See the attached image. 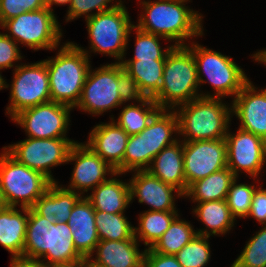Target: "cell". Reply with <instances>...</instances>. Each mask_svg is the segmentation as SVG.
<instances>
[{
    "mask_svg": "<svg viewBox=\"0 0 266 267\" xmlns=\"http://www.w3.org/2000/svg\"><path fill=\"white\" fill-rule=\"evenodd\" d=\"M190 0L141 1L142 12L135 25L140 30L155 34L170 41L175 46H186L188 38L202 36V14L190 9ZM185 3V4H184ZM185 41V42H184Z\"/></svg>",
    "mask_w": 266,
    "mask_h": 267,
    "instance_id": "obj_1",
    "label": "cell"
},
{
    "mask_svg": "<svg viewBox=\"0 0 266 267\" xmlns=\"http://www.w3.org/2000/svg\"><path fill=\"white\" fill-rule=\"evenodd\" d=\"M23 256L41 259L47 264L84 259L76 250L67 222H49L29 208Z\"/></svg>",
    "mask_w": 266,
    "mask_h": 267,
    "instance_id": "obj_2",
    "label": "cell"
},
{
    "mask_svg": "<svg viewBox=\"0 0 266 267\" xmlns=\"http://www.w3.org/2000/svg\"><path fill=\"white\" fill-rule=\"evenodd\" d=\"M90 55L77 43L66 42L53 58L44 59L49 74L51 101L76 107L91 67Z\"/></svg>",
    "mask_w": 266,
    "mask_h": 267,
    "instance_id": "obj_3",
    "label": "cell"
},
{
    "mask_svg": "<svg viewBox=\"0 0 266 267\" xmlns=\"http://www.w3.org/2000/svg\"><path fill=\"white\" fill-rule=\"evenodd\" d=\"M179 137L183 142L225 139L232 117V105L221 98L199 97L175 109Z\"/></svg>",
    "mask_w": 266,
    "mask_h": 267,
    "instance_id": "obj_4",
    "label": "cell"
},
{
    "mask_svg": "<svg viewBox=\"0 0 266 267\" xmlns=\"http://www.w3.org/2000/svg\"><path fill=\"white\" fill-rule=\"evenodd\" d=\"M199 79L192 52L186 46H175L167 55L159 92L152 98L160 109L175 110L196 98Z\"/></svg>",
    "mask_w": 266,
    "mask_h": 267,
    "instance_id": "obj_5",
    "label": "cell"
},
{
    "mask_svg": "<svg viewBox=\"0 0 266 267\" xmlns=\"http://www.w3.org/2000/svg\"><path fill=\"white\" fill-rule=\"evenodd\" d=\"M191 44L190 46L189 44L186 45V47L194 56L199 86L207 81L215 89L212 95L204 93L202 97L224 98L225 96H232L234 98L250 81L242 70L243 68L238 66L230 56L203 47L196 42ZM203 76H207L208 79H204Z\"/></svg>",
    "mask_w": 266,
    "mask_h": 267,
    "instance_id": "obj_6",
    "label": "cell"
},
{
    "mask_svg": "<svg viewBox=\"0 0 266 267\" xmlns=\"http://www.w3.org/2000/svg\"><path fill=\"white\" fill-rule=\"evenodd\" d=\"M123 3L121 1L115 8L85 20L91 45L89 49L93 53L114 57L118 60L116 63L124 59L134 25Z\"/></svg>",
    "mask_w": 266,
    "mask_h": 267,
    "instance_id": "obj_7",
    "label": "cell"
},
{
    "mask_svg": "<svg viewBox=\"0 0 266 267\" xmlns=\"http://www.w3.org/2000/svg\"><path fill=\"white\" fill-rule=\"evenodd\" d=\"M51 183L40 172L19 163L5 149L0 154V190L8 206L31 208Z\"/></svg>",
    "mask_w": 266,
    "mask_h": 267,
    "instance_id": "obj_8",
    "label": "cell"
},
{
    "mask_svg": "<svg viewBox=\"0 0 266 267\" xmlns=\"http://www.w3.org/2000/svg\"><path fill=\"white\" fill-rule=\"evenodd\" d=\"M60 26L54 11L44 7L6 20L0 27L8 30L6 35L17 44L36 51L58 48L63 34Z\"/></svg>",
    "mask_w": 266,
    "mask_h": 267,
    "instance_id": "obj_9",
    "label": "cell"
},
{
    "mask_svg": "<svg viewBox=\"0 0 266 267\" xmlns=\"http://www.w3.org/2000/svg\"><path fill=\"white\" fill-rule=\"evenodd\" d=\"M10 84V104L6 114L12 119L19 112L51 101L49 74L45 60L17 64Z\"/></svg>",
    "mask_w": 266,
    "mask_h": 267,
    "instance_id": "obj_10",
    "label": "cell"
},
{
    "mask_svg": "<svg viewBox=\"0 0 266 267\" xmlns=\"http://www.w3.org/2000/svg\"><path fill=\"white\" fill-rule=\"evenodd\" d=\"M77 141L69 138L38 139L30 138L7 146L5 149L19 163L38 171L51 182L55 181L51 168L67 164L71 147Z\"/></svg>",
    "mask_w": 266,
    "mask_h": 267,
    "instance_id": "obj_11",
    "label": "cell"
},
{
    "mask_svg": "<svg viewBox=\"0 0 266 267\" xmlns=\"http://www.w3.org/2000/svg\"><path fill=\"white\" fill-rule=\"evenodd\" d=\"M117 86L118 63L105 64L93 71L90 67L76 107L96 116L118 108L123 103Z\"/></svg>",
    "mask_w": 266,
    "mask_h": 267,
    "instance_id": "obj_12",
    "label": "cell"
},
{
    "mask_svg": "<svg viewBox=\"0 0 266 267\" xmlns=\"http://www.w3.org/2000/svg\"><path fill=\"white\" fill-rule=\"evenodd\" d=\"M72 109L67 105L49 101L19 112L12 121L23 127L30 138H68L66 133Z\"/></svg>",
    "mask_w": 266,
    "mask_h": 267,
    "instance_id": "obj_13",
    "label": "cell"
},
{
    "mask_svg": "<svg viewBox=\"0 0 266 267\" xmlns=\"http://www.w3.org/2000/svg\"><path fill=\"white\" fill-rule=\"evenodd\" d=\"M186 192L195 181L227 167L225 139L183 142Z\"/></svg>",
    "mask_w": 266,
    "mask_h": 267,
    "instance_id": "obj_14",
    "label": "cell"
},
{
    "mask_svg": "<svg viewBox=\"0 0 266 267\" xmlns=\"http://www.w3.org/2000/svg\"><path fill=\"white\" fill-rule=\"evenodd\" d=\"M227 167L238 178L242 170L256 179L266 164V141L239 128L236 134L227 131Z\"/></svg>",
    "mask_w": 266,
    "mask_h": 267,
    "instance_id": "obj_15",
    "label": "cell"
},
{
    "mask_svg": "<svg viewBox=\"0 0 266 267\" xmlns=\"http://www.w3.org/2000/svg\"><path fill=\"white\" fill-rule=\"evenodd\" d=\"M72 161H75V167L69 187L67 186L66 189L82 194V196L84 192L93 190L106 181V175L110 174L113 177L115 173L113 167L84 143L75 142L71 147L67 163Z\"/></svg>",
    "mask_w": 266,
    "mask_h": 267,
    "instance_id": "obj_16",
    "label": "cell"
},
{
    "mask_svg": "<svg viewBox=\"0 0 266 267\" xmlns=\"http://www.w3.org/2000/svg\"><path fill=\"white\" fill-rule=\"evenodd\" d=\"M249 81L233 98L232 116L240 121L241 129L266 141V88L259 89Z\"/></svg>",
    "mask_w": 266,
    "mask_h": 267,
    "instance_id": "obj_17",
    "label": "cell"
},
{
    "mask_svg": "<svg viewBox=\"0 0 266 267\" xmlns=\"http://www.w3.org/2000/svg\"><path fill=\"white\" fill-rule=\"evenodd\" d=\"M131 203L138 197L139 203H145L151 211H178L175 207V197H183L180 190L164 183L159 178L151 175L147 170L134 171L129 179ZM176 192V196L173 194Z\"/></svg>",
    "mask_w": 266,
    "mask_h": 267,
    "instance_id": "obj_18",
    "label": "cell"
},
{
    "mask_svg": "<svg viewBox=\"0 0 266 267\" xmlns=\"http://www.w3.org/2000/svg\"><path fill=\"white\" fill-rule=\"evenodd\" d=\"M173 133H179L175 110L160 109L148 126L138 134L143 139L144 170L149 168L152 160L162 149L178 141L172 137Z\"/></svg>",
    "mask_w": 266,
    "mask_h": 267,
    "instance_id": "obj_19",
    "label": "cell"
},
{
    "mask_svg": "<svg viewBox=\"0 0 266 267\" xmlns=\"http://www.w3.org/2000/svg\"><path fill=\"white\" fill-rule=\"evenodd\" d=\"M111 117V122L97 124L89 133L86 145L116 169L122 162L129 135Z\"/></svg>",
    "mask_w": 266,
    "mask_h": 267,
    "instance_id": "obj_20",
    "label": "cell"
},
{
    "mask_svg": "<svg viewBox=\"0 0 266 267\" xmlns=\"http://www.w3.org/2000/svg\"><path fill=\"white\" fill-rule=\"evenodd\" d=\"M135 237L127 240H100L96 245L95 259L88 258L90 267H143L144 251L139 250Z\"/></svg>",
    "mask_w": 266,
    "mask_h": 267,
    "instance_id": "obj_21",
    "label": "cell"
},
{
    "mask_svg": "<svg viewBox=\"0 0 266 267\" xmlns=\"http://www.w3.org/2000/svg\"><path fill=\"white\" fill-rule=\"evenodd\" d=\"M72 232L76 250L84 257L93 256L100 241L95 225V210L92 204L82 197L74 206L67 221Z\"/></svg>",
    "mask_w": 266,
    "mask_h": 267,
    "instance_id": "obj_22",
    "label": "cell"
},
{
    "mask_svg": "<svg viewBox=\"0 0 266 267\" xmlns=\"http://www.w3.org/2000/svg\"><path fill=\"white\" fill-rule=\"evenodd\" d=\"M52 182L46 192L31 207L49 222H67L72 209L84 196Z\"/></svg>",
    "mask_w": 266,
    "mask_h": 267,
    "instance_id": "obj_23",
    "label": "cell"
},
{
    "mask_svg": "<svg viewBox=\"0 0 266 267\" xmlns=\"http://www.w3.org/2000/svg\"><path fill=\"white\" fill-rule=\"evenodd\" d=\"M147 171L164 183L170 184L186 193V179L184 173L183 141L162 149L152 160Z\"/></svg>",
    "mask_w": 266,
    "mask_h": 267,
    "instance_id": "obj_24",
    "label": "cell"
},
{
    "mask_svg": "<svg viewBox=\"0 0 266 267\" xmlns=\"http://www.w3.org/2000/svg\"><path fill=\"white\" fill-rule=\"evenodd\" d=\"M118 175L122 173L115 172L112 175L114 178L107 179L95 187L89 196H85L95 211L118 214L128 208L131 203L130 186L128 182L117 179Z\"/></svg>",
    "mask_w": 266,
    "mask_h": 267,
    "instance_id": "obj_25",
    "label": "cell"
},
{
    "mask_svg": "<svg viewBox=\"0 0 266 267\" xmlns=\"http://www.w3.org/2000/svg\"><path fill=\"white\" fill-rule=\"evenodd\" d=\"M21 210L7 206L0 211V244L12 257L23 256L29 208Z\"/></svg>",
    "mask_w": 266,
    "mask_h": 267,
    "instance_id": "obj_26",
    "label": "cell"
},
{
    "mask_svg": "<svg viewBox=\"0 0 266 267\" xmlns=\"http://www.w3.org/2000/svg\"><path fill=\"white\" fill-rule=\"evenodd\" d=\"M192 212L206 226V228L196 230L197 234L207 237L224 235L232 229L236 220L232 216L226 200L197 202V206Z\"/></svg>",
    "mask_w": 266,
    "mask_h": 267,
    "instance_id": "obj_27",
    "label": "cell"
},
{
    "mask_svg": "<svg viewBox=\"0 0 266 267\" xmlns=\"http://www.w3.org/2000/svg\"><path fill=\"white\" fill-rule=\"evenodd\" d=\"M165 60H125L123 69L136 81L144 97L153 98L160 90Z\"/></svg>",
    "mask_w": 266,
    "mask_h": 267,
    "instance_id": "obj_28",
    "label": "cell"
},
{
    "mask_svg": "<svg viewBox=\"0 0 266 267\" xmlns=\"http://www.w3.org/2000/svg\"><path fill=\"white\" fill-rule=\"evenodd\" d=\"M236 176L226 167L218 172L193 182L184 194L192 202H209L212 200H225L231 183Z\"/></svg>",
    "mask_w": 266,
    "mask_h": 267,
    "instance_id": "obj_29",
    "label": "cell"
},
{
    "mask_svg": "<svg viewBox=\"0 0 266 267\" xmlns=\"http://www.w3.org/2000/svg\"><path fill=\"white\" fill-rule=\"evenodd\" d=\"M178 211H144L139 215V225L134 227V237L147 249L152 248L179 215Z\"/></svg>",
    "mask_w": 266,
    "mask_h": 267,
    "instance_id": "obj_30",
    "label": "cell"
},
{
    "mask_svg": "<svg viewBox=\"0 0 266 267\" xmlns=\"http://www.w3.org/2000/svg\"><path fill=\"white\" fill-rule=\"evenodd\" d=\"M139 104H128L123 107L117 123L129 136L141 133L160 110L158 104L149 97L142 99Z\"/></svg>",
    "mask_w": 266,
    "mask_h": 267,
    "instance_id": "obj_31",
    "label": "cell"
},
{
    "mask_svg": "<svg viewBox=\"0 0 266 267\" xmlns=\"http://www.w3.org/2000/svg\"><path fill=\"white\" fill-rule=\"evenodd\" d=\"M179 215L172 221L162 237L151 248L163 255H176L197 234L190 222L179 219Z\"/></svg>",
    "mask_w": 266,
    "mask_h": 267,
    "instance_id": "obj_32",
    "label": "cell"
},
{
    "mask_svg": "<svg viewBox=\"0 0 266 267\" xmlns=\"http://www.w3.org/2000/svg\"><path fill=\"white\" fill-rule=\"evenodd\" d=\"M95 225L99 240H127L134 237V226L124 213L95 211Z\"/></svg>",
    "mask_w": 266,
    "mask_h": 267,
    "instance_id": "obj_33",
    "label": "cell"
},
{
    "mask_svg": "<svg viewBox=\"0 0 266 267\" xmlns=\"http://www.w3.org/2000/svg\"><path fill=\"white\" fill-rule=\"evenodd\" d=\"M132 30L136 31L135 52L132 59L129 60H165L167 55L172 51L175 45L168 46L164 50L160 46V38L167 40L163 37L144 32L135 25Z\"/></svg>",
    "mask_w": 266,
    "mask_h": 267,
    "instance_id": "obj_34",
    "label": "cell"
},
{
    "mask_svg": "<svg viewBox=\"0 0 266 267\" xmlns=\"http://www.w3.org/2000/svg\"><path fill=\"white\" fill-rule=\"evenodd\" d=\"M210 237L196 234L175 256L182 267L207 266L211 250L208 239Z\"/></svg>",
    "mask_w": 266,
    "mask_h": 267,
    "instance_id": "obj_35",
    "label": "cell"
},
{
    "mask_svg": "<svg viewBox=\"0 0 266 267\" xmlns=\"http://www.w3.org/2000/svg\"><path fill=\"white\" fill-rule=\"evenodd\" d=\"M231 267H266V225L247 242Z\"/></svg>",
    "mask_w": 266,
    "mask_h": 267,
    "instance_id": "obj_36",
    "label": "cell"
},
{
    "mask_svg": "<svg viewBox=\"0 0 266 267\" xmlns=\"http://www.w3.org/2000/svg\"><path fill=\"white\" fill-rule=\"evenodd\" d=\"M237 177L231 183L230 189L226 196V203L230 208L232 216L236 219L246 218L248 216L252 203L255 185L245 183L237 184Z\"/></svg>",
    "mask_w": 266,
    "mask_h": 267,
    "instance_id": "obj_37",
    "label": "cell"
},
{
    "mask_svg": "<svg viewBox=\"0 0 266 267\" xmlns=\"http://www.w3.org/2000/svg\"><path fill=\"white\" fill-rule=\"evenodd\" d=\"M130 171H144L143 139L138 134L129 136L123 162L115 169L122 174Z\"/></svg>",
    "mask_w": 266,
    "mask_h": 267,
    "instance_id": "obj_38",
    "label": "cell"
},
{
    "mask_svg": "<svg viewBox=\"0 0 266 267\" xmlns=\"http://www.w3.org/2000/svg\"><path fill=\"white\" fill-rule=\"evenodd\" d=\"M114 0H71V4L68 5V11L66 14V22L74 20L76 18L85 16L84 18L93 17L95 14L105 12L115 8L122 0L116 1L115 4L108 5ZM97 10L95 13L92 12Z\"/></svg>",
    "mask_w": 266,
    "mask_h": 267,
    "instance_id": "obj_39",
    "label": "cell"
},
{
    "mask_svg": "<svg viewBox=\"0 0 266 267\" xmlns=\"http://www.w3.org/2000/svg\"><path fill=\"white\" fill-rule=\"evenodd\" d=\"M46 7L45 0H0V26L9 19L25 12Z\"/></svg>",
    "mask_w": 266,
    "mask_h": 267,
    "instance_id": "obj_40",
    "label": "cell"
},
{
    "mask_svg": "<svg viewBox=\"0 0 266 267\" xmlns=\"http://www.w3.org/2000/svg\"><path fill=\"white\" fill-rule=\"evenodd\" d=\"M118 92L122 103L134 100L139 103L144 99L136 81L123 69L121 63H118Z\"/></svg>",
    "mask_w": 266,
    "mask_h": 267,
    "instance_id": "obj_41",
    "label": "cell"
},
{
    "mask_svg": "<svg viewBox=\"0 0 266 267\" xmlns=\"http://www.w3.org/2000/svg\"><path fill=\"white\" fill-rule=\"evenodd\" d=\"M22 58L18 44L6 33L0 32V70L13 68L14 62Z\"/></svg>",
    "mask_w": 266,
    "mask_h": 267,
    "instance_id": "obj_42",
    "label": "cell"
},
{
    "mask_svg": "<svg viewBox=\"0 0 266 267\" xmlns=\"http://www.w3.org/2000/svg\"><path fill=\"white\" fill-rule=\"evenodd\" d=\"M263 185L255 188L252 203L247 218L251 217L257 220L260 225H266V189Z\"/></svg>",
    "mask_w": 266,
    "mask_h": 267,
    "instance_id": "obj_43",
    "label": "cell"
},
{
    "mask_svg": "<svg viewBox=\"0 0 266 267\" xmlns=\"http://www.w3.org/2000/svg\"><path fill=\"white\" fill-rule=\"evenodd\" d=\"M143 267H182L174 255H163L151 248L145 249Z\"/></svg>",
    "mask_w": 266,
    "mask_h": 267,
    "instance_id": "obj_44",
    "label": "cell"
},
{
    "mask_svg": "<svg viewBox=\"0 0 266 267\" xmlns=\"http://www.w3.org/2000/svg\"><path fill=\"white\" fill-rule=\"evenodd\" d=\"M10 267H49V264L41 259L17 256L11 258Z\"/></svg>",
    "mask_w": 266,
    "mask_h": 267,
    "instance_id": "obj_45",
    "label": "cell"
},
{
    "mask_svg": "<svg viewBox=\"0 0 266 267\" xmlns=\"http://www.w3.org/2000/svg\"><path fill=\"white\" fill-rule=\"evenodd\" d=\"M49 267H90V264L88 258H84L71 262L49 264Z\"/></svg>",
    "mask_w": 266,
    "mask_h": 267,
    "instance_id": "obj_46",
    "label": "cell"
},
{
    "mask_svg": "<svg viewBox=\"0 0 266 267\" xmlns=\"http://www.w3.org/2000/svg\"><path fill=\"white\" fill-rule=\"evenodd\" d=\"M46 7L53 11L52 6L54 5H66L71 4V0H45Z\"/></svg>",
    "mask_w": 266,
    "mask_h": 267,
    "instance_id": "obj_47",
    "label": "cell"
},
{
    "mask_svg": "<svg viewBox=\"0 0 266 267\" xmlns=\"http://www.w3.org/2000/svg\"><path fill=\"white\" fill-rule=\"evenodd\" d=\"M255 61L263 63L264 66L266 65V49L265 50H259L257 53H254L252 55Z\"/></svg>",
    "mask_w": 266,
    "mask_h": 267,
    "instance_id": "obj_48",
    "label": "cell"
},
{
    "mask_svg": "<svg viewBox=\"0 0 266 267\" xmlns=\"http://www.w3.org/2000/svg\"><path fill=\"white\" fill-rule=\"evenodd\" d=\"M7 206L8 205H7L6 201H5L3 193L0 190V211L4 210Z\"/></svg>",
    "mask_w": 266,
    "mask_h": 267,
    "instance_id": "obj_49",
    "label": "cell"
},
{
    "mask_svg": "<svg viewBox=\"0 0 266 267\" xmlns=\"http://www.w3.org/2000/svg\"><path fill=\"white\" fill-rule=\"evenodd\" d=\"M9 84H7L6 80L3 78V76L0 73V90L3 88H8Z\"/></svg>",
    "mask_w": 266,
    "mask_h": 267,
    "instance_id": "obj_50",
    "label": "cell"
}]
</instances>
